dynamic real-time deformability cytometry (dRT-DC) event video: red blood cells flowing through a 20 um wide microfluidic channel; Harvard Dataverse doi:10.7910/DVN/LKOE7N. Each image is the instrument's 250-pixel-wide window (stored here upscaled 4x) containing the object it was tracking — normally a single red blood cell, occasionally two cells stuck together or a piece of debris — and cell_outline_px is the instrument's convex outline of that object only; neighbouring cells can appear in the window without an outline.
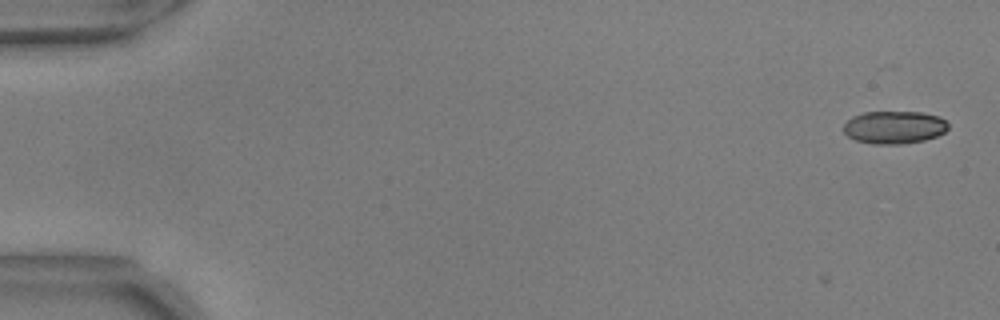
{"species": "common noctule bat (a hibernating species)", "species_latin": "Nyctalus noctula", "temperature_condition": "warm", "stored_images_in_passage": 5, "camera_frame_rate_fps": 3000, "um_per_image_px": 0.085, "animal": {"sex": "male", "body_mass_g": 17.9, "forearm_length_mm": 54.2}, "frame": {"image": 1, "passage_image": 1, "time_ms": 0.0, "image_size_px": [1000, 320], "cell_outline_px": [[948, 128], [944, 132], [936, 136], [924, 140], [900, 144], [872, 144], [856, 140], [848, 136], [844, 132], [844, 124], [852, 116], [864, 112], [920, 112], [940, 116], [948, 124]], "centroid_in_image_um": [76.0, 10.82], "position_along_channel_um": 9.0, "area_um2": 19.94}}